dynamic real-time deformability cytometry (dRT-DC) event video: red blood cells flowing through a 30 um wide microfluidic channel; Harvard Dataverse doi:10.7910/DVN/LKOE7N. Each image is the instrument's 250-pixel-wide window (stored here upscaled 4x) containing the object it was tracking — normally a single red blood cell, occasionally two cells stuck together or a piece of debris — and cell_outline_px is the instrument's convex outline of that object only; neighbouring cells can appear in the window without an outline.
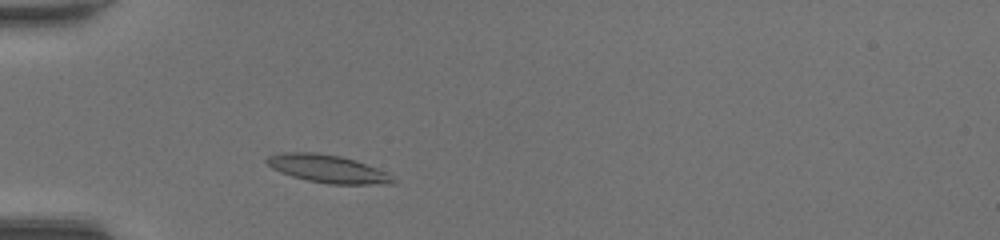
{"species": "common noctule bat (a hibernating species)", "species_latin": "Nyctalus noctula", "temperature_condition": "room temperature", "stored_images_in_passage": 31, "camera_frame_rate_fps": 3000, "um_per_image_px": 0.085, "animal": {"sex": "female", "body_mass_g": 20.0, "forearm_length_mm": 54.0}, "frame": {"image": 1, "passage_image": 2, "time_ms": 0.333, "image_size_px": [1000, 240], "cell_outline_px": [[396, 184], [328, 184], [308, 180], [292, 176], [280, 172], [272, 168], [264, 160], [268, 156], [284, 152], [312, 152], [340, 156], [376, 168], [384, 172], [396, 180]], "centroid_in_image_um": [27.82, 14.35], "position_along_channel_um": 57.2, "area_um2": 20.17}}
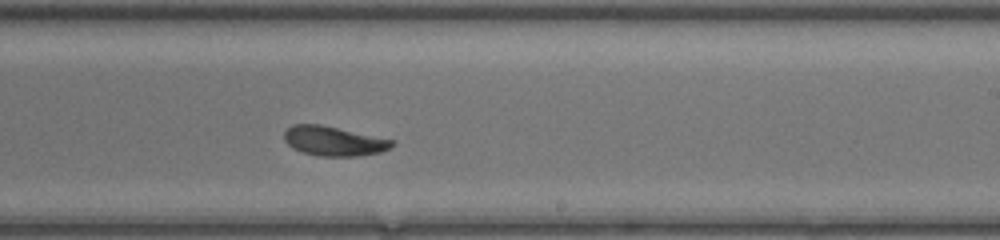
{"frame": {"image": 2, "passage_image": 17, "time_ms": 5.333, "image_size_px": [1000, 240], "cell_outline_px": [[392, 144], [388, 148], [380, 152], [360, 156], [320, 156], [304, 152], [292, 148], [284, 140], [284, 132], [292, 124], [320, 124], [392, 140]], "centroid_in_image_um": [28.3, 11.99], "position_along_channel_um": 260.7, "area_um2": 18.21}}
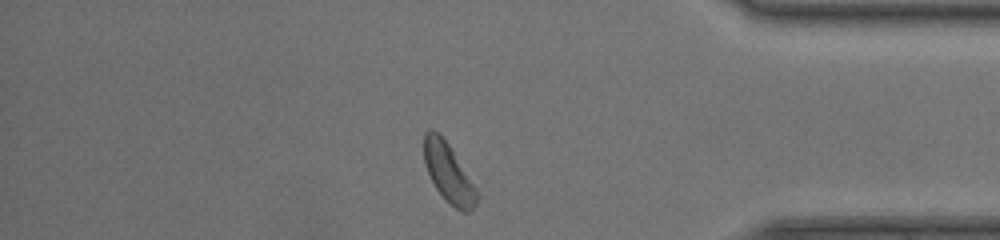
{"frame": {"image": 3, "passage_image": 28, "time_ms": 9.0, "image_size_px": [1000, 240], "cell_outline_px": [[480, 196], [476, 204], [468, 212], [460, 212], [436, 188], [424, 164], [424, 132], [428, 128], [432, 128], [448, 144]], "centroid_in_image_um": [38.1, 14.69], "position_along_channel_um": 397.1, "area_um2": 17.51}, "authors_computed_cell_mechanics": {"area_um2": 18.6694, "velocity_mm_per_s": 4.317, "shape_relaxation_time_tau1_ms": 3.4374, "shape_relaxation_time_tau2_ms": 2.6647, "deformation_change_tau1": 0.1211, "deformation_change_tau2": 0.0917}}